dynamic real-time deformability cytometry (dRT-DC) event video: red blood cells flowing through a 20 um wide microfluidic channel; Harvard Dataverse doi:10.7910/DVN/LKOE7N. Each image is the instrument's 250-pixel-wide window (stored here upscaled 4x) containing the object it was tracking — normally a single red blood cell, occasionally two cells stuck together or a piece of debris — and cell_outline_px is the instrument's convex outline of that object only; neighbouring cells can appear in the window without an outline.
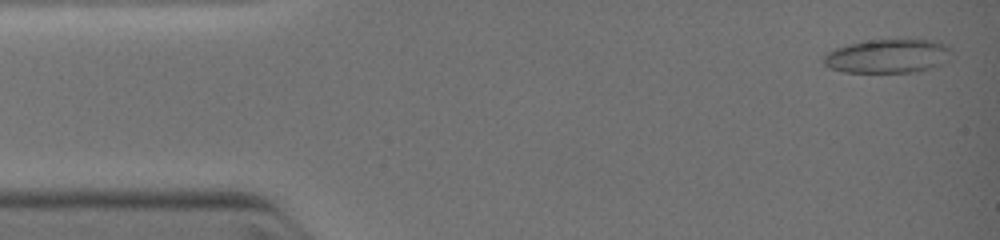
{"species": "common noctule bat (a hibernating species)", "species_latin": "Nyctalus noctula", "temperature_condition": "warm", "stored_images_in_passage": 14, "camera_frame_rate_fps": 3000, "um_per_image_px": 0.085, "animal": {"sex": "female", "body_mass_g": 19.0, "forearm_length_mm": 51.5}, "frame": {"image": 1, "passage_image": 1, "time_ms": 0.0, "image_size_px": [1000, 240], "cell_outline_px": [[948, 60], [940, 64], [916, 72], [844, 72], [828, 68], [824, 64], [824, 56], [828, 52], [836, 48], [848, 44], [868, 40], [940, 40], [948, 48]], "centroid_in_image_um": [75.42, 4.77], "position_along_channel_um": 9.6, "area_um2": 24.97}}
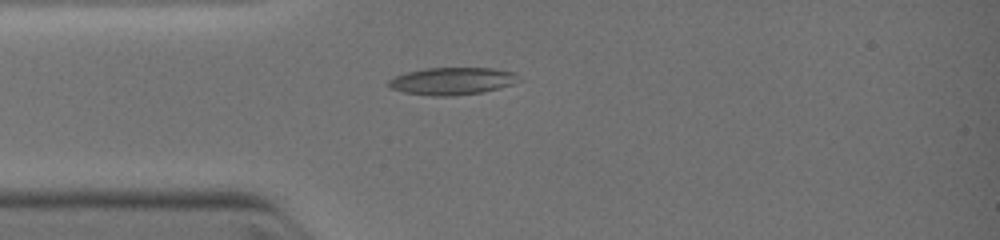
{"frame": {"image": 2, "passage_image": 10, "time_ms": 2.667, "image_size_px": [1000, 240], "cell_outline_px": [[516, 76], [512, 84], [500, 88], [480, 92], [452, 96], [432, 96], [404, 92], [388, 88], [388, 80], [396, 76], [408, 72], [428, 68], [492, 68], [516, 72]], "centroid_in_image_um": [38.38, 6.89], "position_along_channel_um": 46.6, "area_um2": 20.46}}